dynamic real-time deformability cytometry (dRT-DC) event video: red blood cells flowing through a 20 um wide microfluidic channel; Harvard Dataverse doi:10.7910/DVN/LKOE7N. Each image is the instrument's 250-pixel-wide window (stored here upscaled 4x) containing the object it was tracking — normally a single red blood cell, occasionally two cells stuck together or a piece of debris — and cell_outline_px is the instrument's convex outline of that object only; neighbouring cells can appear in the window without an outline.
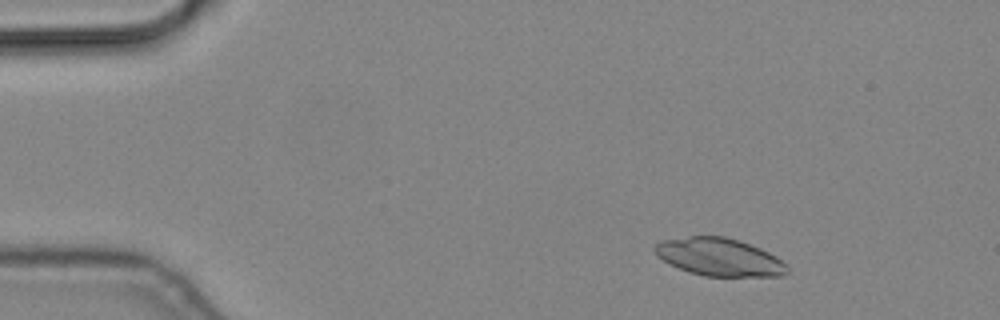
{"species": "common noctule bat (a hibernating species)", "species_latin": "Nyctalus noctula", "temperature_condition": "cold", "stored_images_in_passage": 7, "camera_frame_rate_fps": 3000, "um_per_image_px": 0.085, "animal": {"sex": "male", "body_mass_g": 19.2, "forearm_length_mm": 51.8}, "frame": {"image": 1, "passage_image": 1, "time_ms": 0.0, "image_size_px": [1000, 320], "cell_outline_px": [[788, 272], [784, 276], [704, 276], [688, 272], [668, 264], [656, 256], [652, 248], [660, 240], [688, 236], [724, 236], [740, 240], [760, 248], [776, 256], [788, 268]], "centroid_in_image_um": [61.08, 21.84], "position_along_channel_um": 23.9, "area_um2": 29.42}}
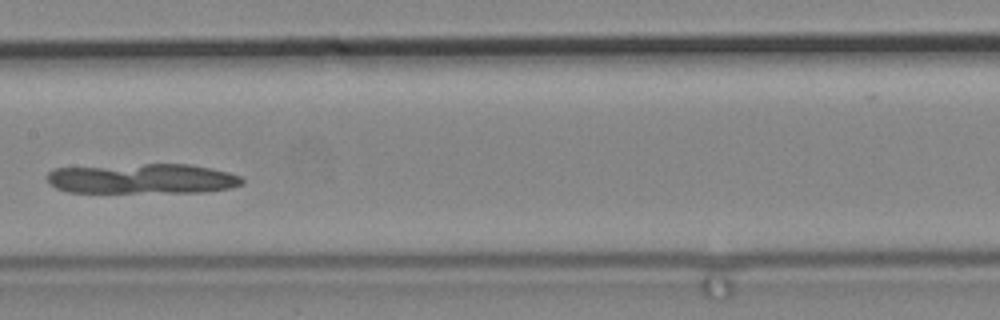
{"frame": {"image": 2, "passage_image": 7, "time_ms": 2.0, "image_size_px": [1000, 320], "cell_outline_px": [[244, 184], [232, 188], [204, 192], [68, 192], [56, 188], [48, 184], [48, 172], [52, 168], [144, 164], [188, 164], [212, 168], [228, 172], [240, 176], [244, 180]], "centroid_in_image_um": [12.12, 15.19], "position_along_channel_um": 195.3, "area_um2": 34.39}}